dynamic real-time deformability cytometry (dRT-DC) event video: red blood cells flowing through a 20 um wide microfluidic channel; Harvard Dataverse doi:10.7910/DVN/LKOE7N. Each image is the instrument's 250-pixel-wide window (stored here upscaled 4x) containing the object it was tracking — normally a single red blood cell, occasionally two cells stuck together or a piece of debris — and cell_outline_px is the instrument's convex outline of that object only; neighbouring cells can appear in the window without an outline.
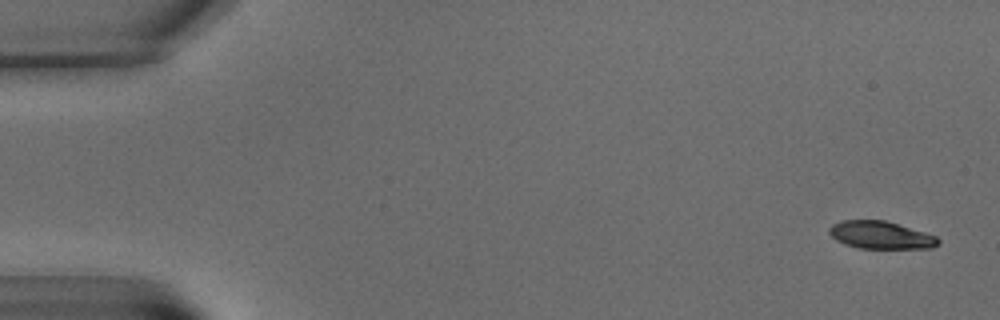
{"species": "common noctule bat (a hibernating species)", "species_latin": "Nyctalus noctula", "temperature_condition": "warm", "stored_images_in_passage": 7, "camera_frame_rate_fps": 3000, "um_per_image_px": 0.085, "animal": {"sex": "male", "body_mass_g": 15.6}, "frame": {"image": 1, "passage_image": 1, "time_ms": 0.0, "image_size_px": [1000, 320], "cell_outline_px": [[940, 244], [932, 248], [860, 248], [844, 244], [836, 240], [828, 232], [828, 228], [832, 224], [840, 220], [884, 220], [924, 232], [936, 236], [940, 240]], "centroid_in_image_um": [74.84, 19.98], "position_along_channel_um": 10.2, "area_um2": 17.51}}
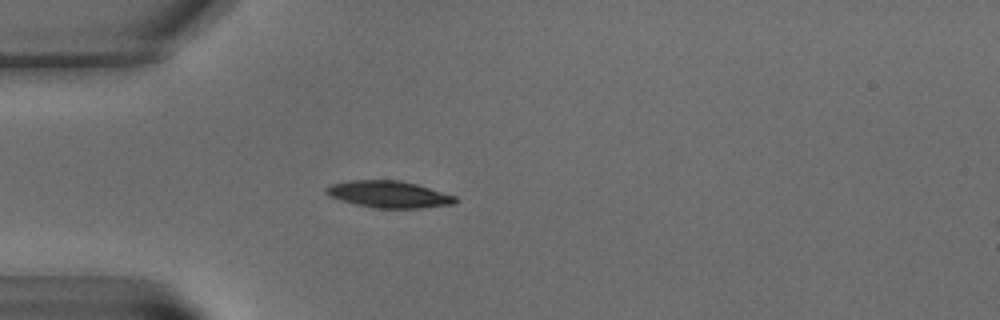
{"frame": {"image": 2, "passage_image": 6, "time_ms": 6.0, "image_size_px": [1000, 320], "cell_outline_px": [[456, 204], [420, 208], [372, 208], [356, 204], [332, 196], [324, 192], [324, 188], [328, 184], [352, 180], [400, 180], [416, 184], [456, 196]], "centroid_in_image_um": [33.05, 16.51], "position_along_channel_um": 52.0, "area_um2": 20.11}}